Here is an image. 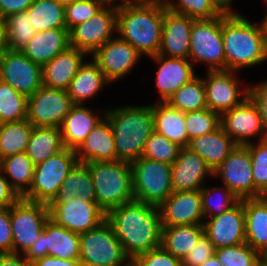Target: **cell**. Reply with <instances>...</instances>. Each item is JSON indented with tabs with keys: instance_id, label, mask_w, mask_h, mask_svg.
<instances>
[{
	"instance_id": "obj_1",
	"label": "cell",
	"mask_w": 267,
	"mask_h": 266,
	"mask_svg": "<svg viewBox=\"0 0 267 266\" xmlns=\"http://www.w3.org/2000/svg\"><path fill=\"white\" fill-rule=\"evenodd\" d=\"M106 220L131 260L161 246L162 222L158 206L134 200L111 209Z\"/></svg>"
},
{
	"instance_id": "obj_2",
	"label": "cell",
	"mask_w": 267,
	"mask_h": 266,
	"mask_svg": "<svg viewBox=\"0 0 267 266\" xmlns=\"http://www.w3.org/2000/svg\"><path fill=\"white\" fill-rule=\"evenodd\" d=\"M222 38L226 70L239 71L267 60V28L264 19L254 24L236 11L222 14Z\"/></svg>"
},
{
	"instance_id": "obj_3",
	"label": "cell",
	"mask_w": 267,
	"mask_h": 266,
	"mask_svg": "<svg viewBox=\"0 0 267 266\" xmlns=\"http://www.w3.org/2000/svg\"><path fill=\"white\" fill-rule=\"evenodd\" d=\"M164 0H139L117 6L116 35L141 55L152 57L161 46Z\"/></svg>"
},
{
	"instance_id": "obj_4",
	"label": "cell",
	"mask_w": 267,
	"mask_h": 266,
	"mask_svg": "<svg viewBox=\"0 0 267 266\" xmlns=\"http://www.w3.org/2000/svg\"><path fill=\"white\" fill-rule=\"evenodd\" d=\"M105 117L113 131L117 161L131 164L142 157L154 131L153 104L108 108Z\"/></svg>"
},
{
	"instance_id": "obj_5",
	"label": "cell",
	"mask_w": 267,
	"mask_h": 266,
	"mask_svg": "<svg viewBox=\"0 0 267 266\" xmlns=\"http://www.w3.org/2000/svg\"><path fill=\"white\" fill-rule=\"evenodd\" d=\"M85 164L92 177L96 202L106 214L111 209L135 200L130 163L95 161Z\"/></svg>"
},
{
	"instance_id": "obj_6",
	"label": "cell",
	"mask_w": 267,
	"mask_h": 266,
	"mask_svg": "<svg viewBox=\"0 0 267 266\" xmlns=\"http://www.w3.org/2000/svg\"><path fill=\"white\" fill-rule=\"evenodd\" d=\"M82 266H131V258L105 220L98 227L79 234Z\"/></svg>"
},
{
	"instance_id": "obj_7",
	"label": "cell",
	"mask_w": 267,
	"mask_h": 266,
	"mask_svg": "<svg viewBox=\"0 0 267 266\" xmlns=\"http://www.w3.org/2000/svg\"><path fill=\"white\" fill-rule=\"evenodd\" d=\"M77 163L75 150L63 148L44 162L35 165L31 187L22 198L49 205Z\"/></svg>"
},
{
	"instance_id": "obj_8",
	"label": "cell",
	"mask_w": 267,
	"mask_h": 266,
	"mask_svg": "<svg viewBox=\"0 0 267 266\" xmlns=\"http://www.w3.org/2000/svg\"><path fill=\"white\" fill-rule=\"evenodd\" d=\"M130 165L135 201L159 206L171 195V164L140 157Z\"/></svg>"
},
{
	"instance_id": "obj_9",
	"label": "cell",
	"mask_w": 267,
	"mask_h": 266,
	"mask_svg": "<svg viewBox=\"0 0 267 266\" xmlns=\"http://www.w3.org/2000/svg\"><path fill=\"white\" fill-rule=\"evenodd\" d=\"M190 62L208 65V71L226 70L222 38V15L194 20L190 35Z\"/></svg>"
},
{
	"instance_id": "obj_10",
	"label": "cell",
	"mask_w": 267,
	"mask_h": 266,
	"mask_svg": "<svg viewBox=\"0 0 267 266\" xmlns=\"http://www.w3.org/2000/svg\"><path fill=\"white\" fill-rule=\"evenodd\" d=\"M49 218L47 204L29 201L24 198L15 202L10 207L13 253L24 255L37 241Z\"/></svg>"
},
{
	"instance_id": "obj_11",
	"label": "cell",
	"mask_w": 267,
	"mask_h": 266,
	"mask_svg": "<svg viewBox=\"0 0 267 266\" xmlns=\"http://www.w3.org/2000/svg\"><path fill=\"white\" fill-rule=\"evenodd\" d=\"M74 105L66 90L42 85L28 97L27 120L35 127H60Z\"/></svg>"
},
{
	"instance_id": "obj_12",
	"label": "cell",
	"mask_w": 267,
	"mask_h": 266,
	"mask_svg": "<svg viewBox=\"0 0 267 266\" xmlns=\"http://www.w3.org/2000/svg\"><path fill=\"white\" fill-rule=\"evenodd\" d=\"M117 6L106 5L99 13L69 31V46L90 56L116 33ZM114 34V35H113Z\"/></svg>"
},
{
	"instance_id": "obj_13",
	"label": "cell",
	"mask_w": 267,
	"mask_h": 266,
	"mask_svg": "<svg viewBox=\"0 0 267 266\" xmlns=\"http://www.w3.org/2000/svg\"><path fill=\"white\" fill-rule=\"evenodd\" d=\"M48 207L51 220L78 234L95 229L106 220V213L96 201L74 198L52 201Z\"/></svg>"
},
{
	"instance_id": "obj_14",
	"label": "cell",
	"mask_w": 267,
	"mask_h": 266,
	"mask_svg": "<svg viewBox=\"0 0 267 266\" xmlns=\"http://www.w3.org/2000/svg\"><path fill=\"white\" fill-rule=\"evenodd\" d=\"M48 255L62 260H79V234L56 224L49 218L37 241L24 256L32 263Z\"/></svg>"
},
{
	"instance_id": "obj_15",
	"label": "cell",
	"mask_w": 267,
	"mask_h": 266,
	"mask_svg": "<svg viewBox=\"0 0 267 266\" xmlns=\"http://www.w3.org/2000/svg\"><path fill=\"white\" fill-rule=\"evenodd\" d=\"M220 125L237 145L251 143L252 137L267 138L262 117L257 104L248 96L240 105L220 115Z\"/></svg>"
},
{
	"instance_id": "obj_16",
	"label": "cell",
	"mask_w": 267,
	"mask_h": 266,
	"mask_svg": "<svg viewBox=\"0 0 267 266\" xmlns=\"http://www.w3.org/2000/svg\"><path fill=\"white\" fill-rule=\"evenodd\" d=\"M0 80L29 97L43 85L42 66L20 50L7 49L0 54Z\"/></svg>"
},
{
	"instance_id": "obj_17",
	"label": "cell",
	"mask_w": 267,
	"mask_h": 266,
	"mask_svg": "<svg viewBox=\"0 0 267 266\" xmlns=\"http://www.w3.org/2000/svg\"><path fill=\"white\" fill-rule=\"evenodd\" d=\"M213 176L240 200L255 198L251 154L246 145H237L226 159L213 171Z\"/></svg>"
},
{
	"instance_id": "obj_18",
	"label": "cell",
	"mask_w": 267,
	"mask_h": 266,
	"mask_svg": "<svg viewBox=\"0 0 267 266\" xmlns=\"http://www.w3.org/2000/svg\"><path fill=\"white\" fill-rule=\"evenodd\" d=\"M236 75L237 71L207 70V78L202 79L206 88V104L210 110L221 115L240 105L249 96V86L242 89Z\"/></svg>"
},
{
	"instance_id": "obj_19",
	"label": "cell",
	"mask_w": 267,
	"mask_h": 266,
	"mask_svg": "<svg viewBox=\"0 0 267 266\" xmlns=\"http://www.w3.org/2000/svg\"><path fill=\"white\" fill-rule=\"evenodd\" d=\"M91 57L100 67L106 79L112 83L126 76L135 68L142 55L129 42L119 36H113Z\"/></svg>"
},
{
	"instance_id": "obj_20",
	"label": "cell",
	"mask_w": 267,
	"mask_h": 266,
	"mask_svg": "<svg viewBox=\"0 0 267 266\" xmlns=\"http://www.w3.org/2000/svg\"><path fill=\"white\" fill-rule=\"evenodd\" d=\"M204 234L215 249L245 243L244 199L228 211L208 218L203 223Z\"/></svg>"
},
{
	"instance_id": "obj_21",
	"label": "cell",
	"mask_w": 267,
	"mask_h": 266,
	"mask_svg": "<svg viewBox=\"0 0 267 266\" xmlns=\"http://www.w3.org/2000/svg\"><path fill=\"white\" fill-rule=\"evenodd\" d=\"M162 226H182L203 224L200 190L172 192L158 206Z\"/></svg>"
},
{
	"instance_id": "obj_22",
	"label": "cell",
	"mask_w": 267,
	"mask_h": 266,
	"mask_svg": "<svg viewBox=\"0 0 267 266\" xmlns=\"http://www.w3.org/2000/svg\"><path fill=\"white\" fill-rule=\"evenodd\" d=\"M207 175L213 176V171L202 157L189 148L183 147L172 164L173 192L200 190L206 182Z\"/></svg>"
},
{
	"instance_id": "obj_23",
	"label": "cell",
	"mask_w": 267,
	"mask_h": 266,
	"mask_svg": "<svg viewBox=\"0 0 267 266\" xmlns=\"http://www.w3.org/2000/svg\"><path fill=\"white\" fill-rule=\"evenodd\" d=\"M194 20L169 11L164 2L161 46L158 54L164 57L188 59L190 35Z\"/></svg>"
},
{
	"instance_id": "obj_24",
	"label": "cell",
	"mask_w": 267,
	"mask_h": 266,
	"mask_svg": "<svg viewBox=\"0 0 267 266\" xmlns=\"http://www.w3.org/2000/svg\"><path fill=\"white\" fill-rule=\"evenodd\" d=\"M149 58L159 65L155 79L160 93L159 102H166L181 86L197 76L189 59L164 57L159 54Z\"/></svg>"
},
{
	"instance_id": "obj_25",
	"label": "cell",
	"mask_w": 267,
	"mask_h": 266,
	"mask_svg": "<svg viewBox=\"0 0 267 266\" xmlns=\"http://www.w3.org/2000/svg\"><path fill=\"white\" fill-rule=\"evenodd\" d=\"M84 51L69 46L42 67L43 85L49 88L67 90L77 74Z\"/></svg>"
},
{
	"instance_id": "obj_26",
	"label": "cell",
	"mask_w": 267,
	"mask_h": 266,
	"mask_svg": "<svg viewBox=\"0 0 267 266\" xmlns=\"http://www.w3.org/2000/svg\"><path fill=\"white\" fill-rule=\"evenodd\" d=\"M93 113L85 104H75L60 126L64 148L76 150L88 134L105 117L106 110Z\"/></svg>"
},
{
	"instance_id": "obj_27",
	"label": "cell",
	"mask_w": 267,
	"mask_h": 266,
	"mask_svg": "<svg viewBox=\"0 0 267 266\" xmlns=\"http://www.w3.org/2000/svg\"><path fill=\"white\" fill-rule=\"evenodd\" d=\"M75 152L79 163L117 161L114 135L106 117L95 126Z\"/></svg>"
},
{
	"instance_id": "obj_28",
	"label": "cell",
	"mask_w": 267,
	"mask_h": 266,
	"mask_svg": "<svg viewBox=\"0 0 267 266\" xmlns=\"http://www.w3.org/2000/svg\"><path fill=\"white\" fill-rule=\"evenodd\" d=\"M67 47H69L68 29L54 28L36 32L20 51L32 62L43 67Z\"/></svg>"
},
{
	"instance_id": "obj_29",
	"label": "cell",
	"mask_w": 267,
	"mask_h": 266,
	"mask_svg": "<svg viewBox=\"0 0 267 266\" xmlns=\"http://www.w3.org/2000/svg\"><path fill=\"white\" fill-rule=\"evenodd\" d=\"M236 146L237 144L220 125L213 132L189 140L187 148L201 156L214 171Z\"/></svg>"
},
{
	"instance_id": "obj_30",
	"label": "cell",
	"mask_w": 267,
	"mask_h": 266,
	"mask_svg": "<svg viewBox=\"0 0 267 266\" xmlns=\"http://www.w3.org/2000/svg\"><path fill=\"white\" fill-rule=\"evenodd\" d=\"M109 84L94 60L90 62L84 60L66 91L74 104L84 105Z\"/></svg>"
},
{
	"instance_id": "obj_31",
	"label": "cell",
	"mask_w": 267,
	"mask_h": 266,
	"mask_svg": "<svg viewBox=\"0 0 267 266\" xmlns=\"http://www.w3.org/2000/svg\"><path fill=\"white\" fill-rule=\"evenodd\" d=\"M245 240L257 252L267 248V202L262 197L244 199Z\"/></svg>"
},
{
	"instance_id": "obj_32",
	"label": "cell",
	"mask_w": 267,
	"mask_h": 266,
	"mask_svg": "<svg viewBox=\"0 0 267 266\" xmlns=\"http://www.w3.org/2000/svg\"><path fill=\"white\" fill-rule=\"evenodd\" d=\"M154 131L164 135L168 140L187 147L189 143L185 112L177 110L167 102H156L153 104Z\"/></svg>"
},
{
	"instance_id": "obj_33",
	"label": "cell",
	"mask_w": 267,
	"mask_h": 266,
	"mask_svg": "<svg viewBox=\"0 0 267 266\" xmlns=\"http://www.w3.org/2000/svg\"><path fill=\"white\" fill-rule=\"evenodd\" d=\"M203 234V224L162 226L161 246L174 257L182 260Z\"/></svg>"
},
{
	"instance_id": "obj_34",
	"label": "cell",
	"mask_w": 267,
	"mask_h": 266,
	"mask_svg": "<svg viewBox=\"0 0 267 266\" xmlns=\"http://www.w3.org/2000/svg\"><path fill=\"white\" fill-rule=\"evenodd\" d=\"M64 148L60 127H35L27 145L26 154L37 165Z\"/></svg>"
},
{
	"instance_id": "obj_35",
	"label": "cell",
	"mask_w": 267,
	"mask_h": 266,
	"mask_svg": "<svg viewBox=\"0 0 267 266\" xmlns=\"http://www.w3.org/2000/svg\"><path fill=\"white\" fill-rule=\"evenodd\" d=\"M0 167L12 188L22 198L31 187L35 164L23 152L1 159Z\"/></svg>"
},
{
	"instance_id": "obj_36",
	"label": "cell",
	"mask_w": 267,
	"mask_h": 266,
	"mask_svg": "<svg viewBox=\"0 0 267 266\" xmlns=\"http://www.w3.org/2000/svg\"><path fill=\"white\" fill-rule=\"evenodd\" d=\"M82 198L84 201H96L94 185L90 171L85 163H77L59 188L53 201H68Z\"/></svg>"
},
{
	"instance_id": "obj_37",
	"label": "cell",
	"mask_w": 267,
	"mask_h": 266,
	"mask_svg": "<svg viewBox=\"0 0 267 266\" xmlns=\"http://www.w3.org/2000/svg\"><path fill=\"white\" fill-rule=\"evenodd\" d=\"M35 31L54 28H67L65 21V4L57 0H35L27 9Z\"/></svg>"
},
{
	"instance_id": "obj_38",
	"label": "cell",
	"mask_w": 267,
	"mask_h": 266,
	"mask_svg": "<svg viewBox=\"0 0 267 266\" xmlns=\"http://www.w3.org/2000/svg\"><path fill=\"white\" fill-rule=\"evenodd\" d=\"M33 130L27 120L0 124V160L17 153L26 152Z\"/></svg>"
},
{
	"instance_id": "obj_39",
	"label": "cell",
	"mask_w": 267,
	"mask_h": 266,
	"mask_svg": "<svg viewBox=\"0 0 267 266\" xmlns=\"http://www.w3.org/2000/svg\"><path fill=\"white\" fill-rule=\"evenodd\" d=\"M166 102L185 113L208 108L203 79L196 76L189 83L181 86Z\"/></svg>"
},
{
	"instance_id": "obj_40",
	"label": "cell",
	"mask_w": 267,
	"mask_h": 266,
	"mask_svg": "<svg viewBox=\"0 0 267 266\" xmlns=\"http://www.w3.org/2000/svg\"><path fill=\"white\" fill-rule=\"evenodd\" d=\"M164 2L169 11L195 20L212 19L226 11L221 0H177L176 2L164 0Z\"/></svg>"
},
{
	"instance_id": "obj_41",
	"label": "cell",
	"mask_w": 267,
	"mask_h": 266,
	"mask_svg": "<svg viewBox=\"0 0 267 266\" xmlns=\"http://www.w3.org/2000/svg\"><path fill=\"white\" fill-rule=\"evenodd\" d=\"M28 97L0 80V124L27 119Z\"/></svg>"
},
{
	"instance_id": "obj_42",
	"label": "cell",
	"mask_w": 267,
	"mask_h": 266,
	"mask_svg": "<svg viewBox=\"0 0 267 266\" xmlns=\"http://www.w3.org/2000/svg\"><path fill=\"white\" fill-rule=\"evenodd\" d=\"M200 194L202 211L205 219L228 211L240 201V199L225 185H222V187L213 186L212 188L204 185L200 189Z\"/></svg>"
},
{
	"instance_id": "obj_43",
	"label": "cell",
	"mask_w": 267,
	"mask_h": 266,
	"mask_svg": "<svg viewBox=\"0 0 267 266\" xmlns=\"http://www.w3.org/2000/svg\"><path fill=\"white\" fill-rule=\"evenodd\" d=\"M7 49L21 50L35 36L36 32L26 11L5 18Z\"/></svg>"
},
{
	"instance_id": "obj_44",
	"label": "cell",
	"mask_w": 267,
	"mask_h": 266,
	"mask_svg": "<svg viewBox=\"0 0 267 266\" xmlns=\"http://www.w3.org/2000/svg\"><path fill=\"white\" fill-rule=\"evenodd\" d=\"M181 148V146L171 142L164 135L153 131L146 141L142 157L172 165L177 159Z\"/></svg>"
},
{
	"instance_id": "obj_45",
	"label": "cell",
	"mask_w": 267,
	"mask_h": 266,
	"mask_svg": "<svg viewBox=\"0 0 267 266\" xmlns=\"http://www.w3.org/2000/svg\"><path fill=\"white\" fill-rule=\"evenodd\" d=\"M215 255L222 266H259L260 253L246 242L215 249Z\"/></svg>"
},
{
	"instance_id": "obj_46",
	"label": "cell",
	"mask_w": 267,
	"mask_h": 266,
	"mask_svg": "<svg viewBox=\"0 0 267 266\" xmlns=\"http://www.w3.org/2000/svg\"><path fill=\"white\" fill-rule=\"evenodd\" d=\"M251 154L255 198L267 189V138L246 144Z\"/></svg>"
},
{
	"instance_id": "obj_47",
	"label": "cell",
	"mask_w": 267,
	"mask_h": 266,
	"mask_svg": "<svg viewBox=\"0 0 267 266\" xmlns=\"http://www.w3.org/2000/svg\"><path fill=\"white\" fill-rule=\"evenodd\" d=\"M188 139L215 131L220 126V114L205 108L185 113Z\"/></svg>"
},
{
	"instance_id": "obj_48",
	"label": "cell",
	"mask_w": 267,
	"mask_h": 266,
	"mask_svg": "<svg viewBox=\"0 0 267 266\" xmlns=\"http://www.w3.org/2000/svg\"><path fill=\"white\" fill-rule=\"evenodd\" d=\"M107 4L103 0H75L65 4V21L68 31L99 13Z\"/></svg>"
},
{
	"instance_id": "obj_49",
	"label": "cell",
	"mask_w": 267,
	"mask_h": 266,
	"mask_svg": "<svg viewBox=\"0 0 267 266\" xmlns=\"http://www.w3.org/2000/svg\"><path fill=\"white\" fill-rule=\"evenodd\" d=\"M131 266H184L182 260L174 257L162 246L154 248L149 252L134 257Z\"/></svg>"
},
{
	"instance_id": "obj_50",
	"label": "cell",
	"mask_w": 267,
	"mask_h": 266,
	"mask_svg": "<svg viewBox=\"0 0 267 266\" xmlns=\"http://www.w3.org/2000/svg\"><path fill=\"white\" fill-rule=\"evenodd\" d=\"M214 254V244L203 234L192 250L182 259V263L184 266H201Z\"/></svg>"
},
{
	"instance_id": "obj_51",
	"label": "cell",
	"mask_w": 267,
	"mask_h": 266,
	"mask_svg": "<svg viewBox=\"0 0 267 266\" xmlns=\"http://www.w3.org/2000/svg\"><path fill=\"white\" fill-rule=\"evenodd\" d=\"M13 253L10 207L0 208V254Z\"/></svg>"
},
{
	"instance_id": "obj_52",
	"label": "cell",
	"mask_w": 267,
	"mask_h": 266,
	"mask_svg": "<svg viewBox=\"0 0 267 266\" xmlns=\"http://www.w3.org/2000/svg\"><path fill=\"white\" fill-rule=\"evenodd\" d=\"M249 96L257 104L265 129L267 130V80L249 85Z\"/></svg>"
},
{
	"instance_id": "obj_53",
	"label": "cell",
	"mask_w": 267,
	"mask_h": 266,
	"mask_svg": "<svg viewBox=\"0 0 267 266\" xmlns=\"http://www.w3.org/2000/svg\"><path fill=\"white\" fill-rule=\"evenodd\" d=\"M21 197L12 188L0 167V208L11 207Z\"/></svg>"
},
{
	"instance_id": "obj_54",
	"label": "cell",
	"mask_w": 267,
	"mask_h": 266,
	"mask_svg": "<svg viewBox=\"0 0 267 266\" xmlns=\"http://www.w3.org/2000/svg\"><path fill=\"white\" fill-rule=\"evenodd\" d=\"M35 0H0V17L6 18L9 15L26 11Z\"/></svg>"
},
{
	"instance_id": "obj_55",
	"label": "cell",
	"mask_w": 267,
	"mask_h": 266,
	"mask_svg": "<svg viewBox=\"0 0 267 266\" xmlns=\"http://www.w3.org/2000/svg\"><path fill=\"white\" fill-rule=\"evenodd\" d=\"M32 266H82V263L80 260H62L48 255L33 261Z\"/></svg>"
},
{
	"instance_id": "obj_56",
	"label": "cell",
	"mask_w": 267,
	"mask_h": 266,
	"mask_svg": "<svg viewBox=\"0 0 267 266\" xmlns=\"http://www.w3.org/2000/svg\"><path fill=\"white\" fill-rule=\"evenodd\" d=\"M0 266H32V263L23 254L4 253L0 254Z\"/></svg>"
},
{
	"instance_id": "obj_57",
	"label": "cell",
	"mask_w": 267,
	"mask_h": 266,
	"mask_svg": "<svg viewBox=\"0 0 267 266\" xmlns=\"http://www.w3.org/2000/svg\"><path fill=\"white\" fill-rule=\"evenodd\" d=\"M7 50L6 24L5 19L0 17V54Z\"/></svg>"
},
{
	"instance_id": "obj_58",
	"label": "cell",
	"mask_w": 267,
	"mask_h": 266,
	"mask_svg": "<svg viewBox=\"0 0 267 266\" xmlns=\"http://www.w3.org/2000/svg\"><path fill=\"white\" fill-rule=\"evenodd\" d=\"M107 5H115V6H119V5H125V4H130V3H134L137 2L139 0H103ZM120 2V3H119Z\"/></svg>"
},
{
	"instance_id": "obj_59",
	"label": "cell",
	"mask_w": 267,
	"mask_h": 266,
	"mask_svg": "<svg viewBox=\"0 0 267 266\" xmlns=\"http://www.w3.org/2000/svg\"><path fill=\"white\" fill-rule=\"evenodd\" d=\"M201 266H222L218 261L216 255L214 254L210 258H208Z\"/></svg>"
},
{
	"instance_id": "obj_60",
	"label": "cell",
	"mask_w": 267,
	"mask_h": 266,
	"mask_svg": "<svg viewBox=\"0 0 267 266\" xmlns=\"http://www.w3.org/2000/svg\"><path fill=\"white\" fill-rule=\"evenodd\" d=\"M233 0H221L222 2V5H223V8L226 10V11H234L231 7V3H232ZM266 0H264L265 2Z\"/></svg>"
},
{
	"instance_id": "obj_61",
	"label": "cell",
	"mask_w": 267,
	"mask_h": 266,
	"mask_svg": "<svg viewBox=\"0 0 267 266\" xmlns=\"http://www.w3.org/2000/svg\"><path fill=\"white\" fill-rule=\"evenodd\" d=\"M260 262L263 266H267V248L260 253Z\"/></svg>"
},
{
	"instance_id": "obj_62",
	"label": "cell",
	"mask_w": 267,
	"mask_h": 266,
	"mask_svg": "<svg viewBox=\"0 0 267 266\" xmlns=\"http://www.w3.org/2000/svg\"><path fill=\"white\" fill-rule=\"evenodd\" d=\"M57 1H59L60 3H63V4H68V3H71L75 0H57Z\"/></svg>"
},
{
	"instance_id": "obj_63",
	"label": "cell",
	"mask_w": 267,
	"mask_h": 266,
	"mask_svg": "<svg viewBox=\"0 0 267 266\" xmlns=\"http://www.w3.org/2000/svg\"><path fill=\"white\" fill-rule=\"evenodd\" d=\"M261 197L267 202V189L262 193Z\"/></svg>"
},
{
	"instance_id": "obj_64",
	"label": "cell",
	"mask_w": 267,
	"mask_h": 266,
	"mask_svg": "<svg viewBox=\"0 0 267 266\" xmlns=\"http://www.w3.org/2000/svg\"><path fill=\"white\" fill-rule=\"evenodd\" d=\"M265 4H267V0L264 2ZM264 21H265V24H266V28H267V12L265 14V18H263Z\"/></svg>"
}]
</instances>
